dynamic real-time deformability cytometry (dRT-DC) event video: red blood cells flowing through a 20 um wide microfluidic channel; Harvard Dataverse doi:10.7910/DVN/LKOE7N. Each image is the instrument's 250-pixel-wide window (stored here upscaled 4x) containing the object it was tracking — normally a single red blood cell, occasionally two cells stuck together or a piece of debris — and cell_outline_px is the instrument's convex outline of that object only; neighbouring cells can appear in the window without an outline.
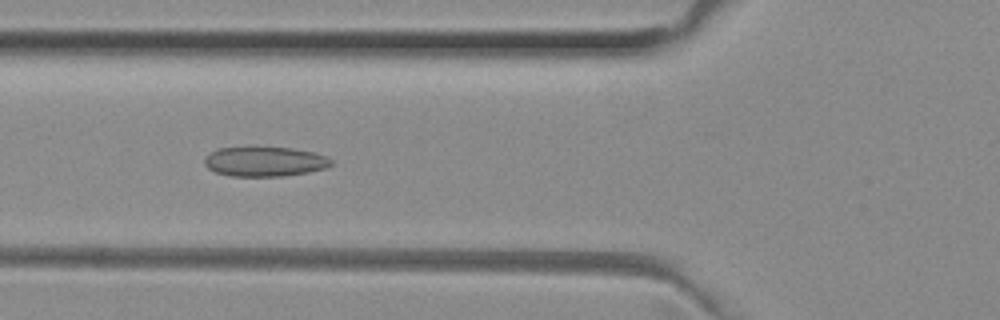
{"species": "common noctule bat (a hibernating species)", "species_latin": "Nyctalus noctula", "temperature_condition": "room temperature", "stored_images_in_passage": 38, "camera_frame_rate_fps": 3000, "um_per_image_px": 0.085, "animal": {"sex": "female", "body_mass_g": 29.2, "forearm_length_mm": 56.3}, "frame": {"image": 1, "passage_image": 6, "time_ms": 1.667, "image_size_px": [1000, 320], "cell_outline_px": [[332, 164], [324, 168], [308, 172], [284, 176], [232, 176], [216, 172], [208, 168], [204, 164], [204, 156], [216, 148], [252, 144], [292, 148], [312, 152], [328, 156], [332, 160]], "centroid_in_image_um": [22.44, 13.68], "position_along_channel_um": 103.4, "area_um2": 22.89}}
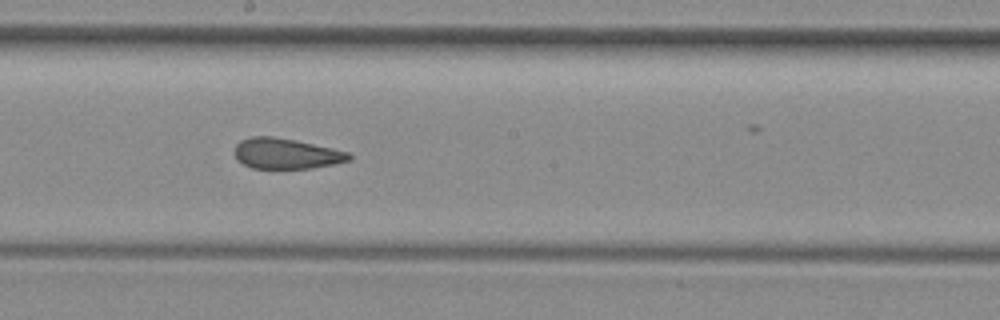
{"frame": {"image": 2, "passage_image": 15, "time_ms": 4.667, "image_size_px": [1000, 320], "cell_outline_px": [[352, 160], [312, 168], [252, 168], [236, 160], [236, 144], [240, 140], [252, 136], [272, 136], [296, 140], [332, 148], [348, 152], [352, 156]], "centroid_in_image_um": [24.32, 13.05], "position_along_channel_um": 223.9, "area_um2": 20.29}}
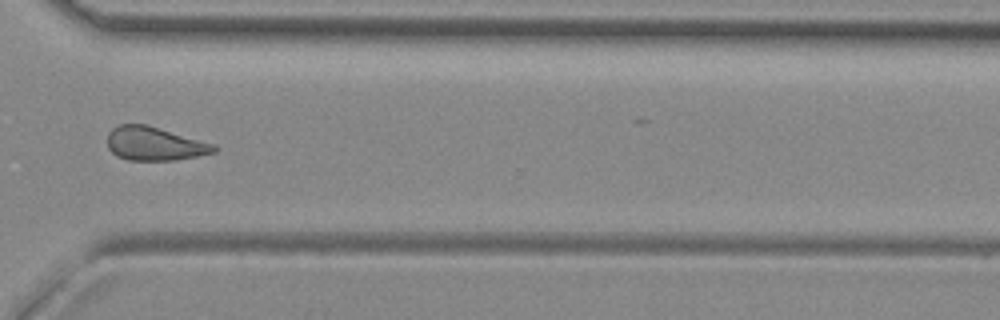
{"frame": {"image": 3, "passage_image": 25, "time_ms": 8.0, "image_size_px": [1000, 320], "cell_outline_px": [[220, 148], [216, 152], [176, 160], [128, 160], [116, 156], [108, 148], [108, 132], [112, 128], [120, 124], [148, 124], [216, 144]], "centroid_in_image_um": [13.17, 12.21], "position_along_channel_um": 357.4, "area_um2": 21.21}, "authors_computed_cell_mechanics": {"area_um2": 21.4727, "velocity_mm_per_s": 4.0155, "shape_relaxation_time_tau1_ms": null, "shape_relaxation_time_tau2_ms": 2.0762, "deformation_change_tau1": null, "deformation_change_tau2": 0.0936}}